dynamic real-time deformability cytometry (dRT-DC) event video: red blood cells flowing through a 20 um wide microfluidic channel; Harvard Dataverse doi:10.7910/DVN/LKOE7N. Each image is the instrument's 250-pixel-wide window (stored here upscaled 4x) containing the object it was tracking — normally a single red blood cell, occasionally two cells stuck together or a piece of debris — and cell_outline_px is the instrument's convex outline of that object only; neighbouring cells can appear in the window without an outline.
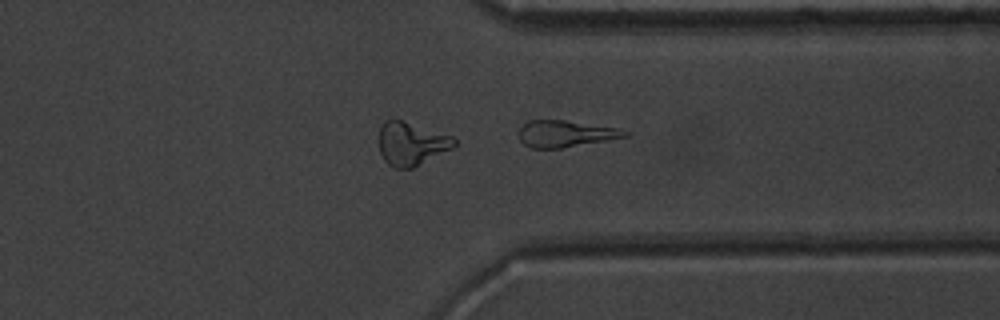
{"species": "common noctule bat (a hibernating species)", "species_latin": "Nyctalus noctula", "temperature_condition": "warm", "stored_images_in_passage": 39, "camera_frame_rate_fps": 3000, "um_per_image_px": 0.085, "animal": {"sex": "male", "body_mass_g": 20.1, "forearm_length_mm": 53.5}, "frame": {"image": 1, "passage_image": 39, "time_ms": 12.667, "image_size_px": [1000, 320], "cell_outline_px": [[628, 136], [560, 148], [532, 148], [524, 144], [520, 140], [520, 128], [528, 120], [564, 120], [616, 128], [628, 132]], "centroid_in_image_um": [48.02, 11.36], "position_along_channel_um": 363.4, "area_um2": 16.01}}